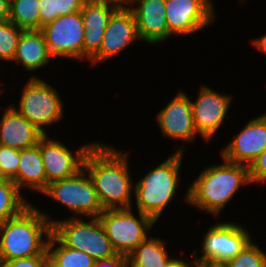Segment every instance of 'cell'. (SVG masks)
Here are the masks:
<instances>
[{
	"mask_svg": "<svg viewBox=\"0 0 266 267\" xmlns=\"http://www.w3.org/2000/svg\"><path fill=\"white\" fill-rule=\"evenodd\" d=\"M127 157V154L99 142L86 155L83 167L97 191L103 209L132 208L131 190L134 185Z\"/></svg>",
	"mask_w": 266,
	"mask_h": 267,
	"instance_id": "cell-1",
	"label": "cell"
},
{
	"mask_svg": "<svg viewBox=\"0 0 266 267\" xmlns=\"http://www.w3.org/2000/svg\"><path fill=\"white\" fill-rule=\"evenodd\" d=\"M33 206L31 203L19 215L0 224V261L48 254V240L52 235L50 216ZM44 234L47 239L43 240Z\"/></svg>",
	"mask_w": 266,
	"mask_h": 267,
	"instance_id": "cell-2",
	"label": "cell"
},
{
	"mask_svg": "<svg viewBox=\"0 0 266 267\" xmlns=\"http://www.w3.org/2000/svg\"><path fill=\"white\" fill-rule=\"evenodd\" d=\"M224 163L206 167L189 186L186 201L199 209L218 215L242 184H250L249 166Z\"/></svg>",
	"mask_w": 266,
	"mask_h": 267,
	"instance_id": "cell-3",
	"label": "cell"
},
{
	"mask_svg": "<svg viewBox=\"0 0 266 267\" xmlns=\"http://www.w3.org/2000/svg\"><path fill=\"white\" fill-rule=\"evenodd\" d=\"M182 149L175 151L134 185L138 211L148 215L155 222L176 193L184 154Z\"/></svg>",
	"mask_w": 266,
	"mask_h": 267,
	"instance_id": "cell-4",
	"label": "cell"
},
{
	"mask_svg": "<svg viewBox=\"0 0 266 267\" xmlns=\"http://www.w3.org/2000/svg\"><path fill=\"white\" fill-rule=\"evenodd\" d=\"M51 223L52 233L65 246L83 251L94 260L108 259L117 254L98 217H92L90 222L72 217L63 221L51 220Z\"/></svg>",
	"mask_w": 266,
	"mask_h": 267,
	"instance_id": "cell-5",
	"label": "cell"
},
{
	"mask_svg": "<svg viewBox=\"0 0 266 267\" xmlns=\"http://www.w3.org/2000/svg\"><path fill=\"white\" fill-rule=\"evenodd\" d=\"M132 208L104 209L98 216L112 248L117 254L128 256L147 237V231L155 221L138 211L139 219Z\"/></svg>",
	"mask_w": 266,
	"mask_h": 267,
	"instance_id": "cell-6",
	"label": "cell"
},
{
	"mask_svg": "<svg viewBox=\"0 0 266 267\" xmlns=\"http://www.w3.org/2000/svg\"><path fill=\"white\" fill-rule=\"evenodd\" d=\"M42 193L82 217H98L104 210L84 167L70 177L49 183Z\"/></svg>",
	"mask_w": 266,
	"mask_h": 267,
	"instance_id": "cell-7",
	"label": "cell"
},
{
	"mask_svg": "<svg viewBox=\"0 0 266 267\" xmlns=\"http://www.w3.org/2000/svg\"><path fill=\"white\" fill-rule=\"evenodd\" d=\"M14 108L44 134L46 125L56 123L63 116V103L57 91L35 76L23 89L19 109Z\"/></svg>",
	"mask_w": 266,
	"mask_h": 267,
	"instance_id": "cell-8",
	"label": "cell"
},
{
	"mask_svg": "<svg viewBox=\"0 0 266 267\" xmlns=\"http://www.w3.org/2000/svg\"><path fill=\"white\" fill-rule=\"evenodd\" d=\"M40 30L52 57L83 60L85 30L81 11L59 16Z\"/></svg>",
	"mask_w": 266,
	"mask_h": 267,
	"instance_id": "cell-9",
	"label": "cell"
},
{
	"mask_svg": "<svg viewBox=\"0 0 266 267\" xmlns=\"http://www.w3.org/2000/svg\"><path fill=\"white\" fill-rule=\"evenodd\" d=\"M211 0H165V16L171 36L198 32L215 19Z\"/></svg>",
	"mask_w": 266,
	"mask_h": 267,
	"instance_id": "cell-10",
	"label": "cell"
},
{
	"mask_svg": "<svg viewBox=\"0 0 266 267\" xmlns=\"http://www.w3.org/2000/svg\"><path fill=\"white\" fill-rule=\"evenodd\" d=\"M249 233L236 223L222 222L209 228L202 243V255L195 261L210 259L230 261L251 241Z\"/></svg>",
	"mask_w": 266,
	"mask_h": 267,
	"instance_id": "cell-11",
	"label": "cell"
},
{
	"mask_svg": "<svg viewBox=\"0 0 266 267\" xmlns=\"http://www.w3.org/2000/svg\"><path fill=\"white\" fill-rule=\"evenodd\" d=\"M95 144L80 147L74 155L64 143L52 140L45 134L40 139V153L45 167L47 186L51 182L65 179L81 170L87 153Z\"/></svg>",
	"mask_w": 266,
	"mask_h": 267,
	"instance_id": "cell-12",
	"label": "cell"
},
{
	"mask_svg": "<svg viewBox=\"0 0 266 267\" xmlns=\"http://www.w3.org/2000/svg\"><path fill=\"white\" fill-rule=\"evenodd\" d=\"M139 39L133 12L121 5L110 17L99 51L90 59L92 65L108 60Z\"/></svg>",
	"mask_w": 266,
	"mask_h": 267,
	"instance_id": "cell-13",
	"label": "cell"
},
{
	"mask_svg": "<svg viewBox=\"0 0 266 267\" xmlns=\"http://www.w3.org/2000/svg\"><path fill=\"white\" fill-rule=\"evenodd\" d=\"M231 97L202 86L198 98L191 101L195 129L205 141H209L219 130L228 113Z\"/></svg>",
	"mask_w": 266,
	"mask_h": 267,
	"instance_id": "cell-14",
	"label": "cell"
},
{
	"mask_svg": "<svg viewBox=\"0 0 266 267\" xmlns=\"http://www.w3.org/2000/svg\"><path fill=\"white\" fill-rule=\"evenodd\" d=\"M266 149V113L251 119L246 126L221 151L222 158L250 166Z\"/></svg>",
	"mask_w": 266,
	"mask_h": 267,
	"instance_id": "cell-15",
	"label": "cell"
},
{
	"mask_svg": "<svg viewBox=\"0 0 266 267\" xmlns=\"http://www.w3.org/2000/svg\"><path fill=\"white\" fill-rule=\"evenodd\" d=\"M121 5L118 0L84 1L81 9L85 30L83 60H90L99 51L108 21Z\"/></svg>",
	"mask_w": 266,
	"mask_h": 267,
	"instance_id": "cell-16",
	"label": "cell"
},
{
	"mask_svg": "<svg viewBox=\"0 0 266 267\" xmlns=\"http://www.w3.org/2000/svg\"><path fill=\"white\" fill-rule=\"evenodd\" d=\"M157 122L165 137L174 140L192 142L198 133L193 122L191 100L182 91L158 113Z\"/></svg>",
	"mask_w": 266,
	"mask_h": 267,
	"instance_id": "cell-17",
	"label": "cell"
},
{
	"mask_svg": "<svg viewBox=\"0 0 266 267\" xmlns=\"http://www.w3.org/2000/svg\"><path fill=\"white\" fill-rule=\"evenodd\" d=\"M133 2L138 5L129 9L134 14L141 40L156 44L170 37L165 16V0H131L128 4H134Z\"/></svg>",
	"mask_w": 266,
	"mask_h": 267,
	"instance_id": "cell-18",
	"label": "cell"
},
{
	"mask_svg": "<svg viewBox=\"0 0 266 267\" xmlns=\"http://www.w3.org/2000/svg\"><path fill=\"white\" fill-rule=\"evenodd\" d=\"M45 134L10 105L0 121V145L17 150L37 145Z\"/></svg>",
	"mask_w": 266,
	"mask_h": 267,
	"instance_id": "cell-19",
	"label": "cell"
},
{
	"mask_svg": "<svg viewBox=\"0 0 266 267\" xmlns=\"http://www.w3.org/2000/svg\"><path fill=\"white\" fill-rule=\"evenodd\" d=\"M20 190L24 186L30 190L43 192L47 188L45 167L40 153V141L37 145L21 149L17 175L12 179Z\"/></svg>",
	"mask_w": 266,
	"mask_h": 267,
	"instance_id": "cell-20",
	"label": "cell"
},
{
	"mask_svg": "<svg viewBox=\"0 0 266 267\" xmlns=\"http://www.w3.org/2000/svg\"><path fill=\"white\" fill-rule=\"evenodd\" d=\"M49 52L41 30H23L13 61H17L28 71H35L49 62Z\"/></svg>",
	"mask_w": 266,
	"mask_h": 267,
	"instance_id": "cell-21",
	"label": "cell"
},
{
	"mask_svg": "<svg viewBox=\"0 0 266 267\" xmlns=\"http://www.w3.org/2000/svg\"><path fill=\"white\" fill-rule=\"evenodd\" d=\"M170 258L163 240L147 237L128 255V267H165Z\"/></svg>",
	"mask_w": 266,
	"mask_h": 267,
	"instance_id": "cell-22",
	"label": "cell"
},
{
	"mask_svg": "<svg viewBox=\"0 0 266 267\" xmlns=\"http://www.w3.org/2000/svg\"><path fill=\"white\" fill-rule=\"evenodd\" d=\"M47 252L49 267H94L96 261L83 251L65 246L53 233L48 240Z\"/></svg>",
	"mask_w": 266,
	"mask_h": 267,
	"instance_id": "cell-23",
	"label": "cell"
},
{
	"mask_svg": "<svg viewBox=\"0 0 266 267\" xmlns=\"http://www.w3.org/2000/svg\"><path fill=\"white\" fill-rule=\"evenodd\" d=\"M40 0H10L9 17L22 30H40Z\"/></svg>",
	"mask_w": 266,
	"mask_h": 267,
	"instance_id": "cell-24",
	"label": "cell"
},
{
	"mask_svg": "<svg viewBox=\"0 0 266 267\" xmlns=\"http://www.w3.org/2000/svg\"><path fill=\"white\" fill-rule=\"evenodd\" d=\"M11 179H0V224L19 215L31 203Z\"/></svg>",
	"mask_w": 266,
	"mask_h": 267,
	"instance_id": "cell-25",
	"label": "cell"
},
{
	"mask_svg": "<svg viewBox=\"0 0 266 267\" xmlns=\"http://www.w3.org/2000/svg\"><path fill=\"white\" fill-rule=\"evenodd\" d=\"M22 31L10 20L0 22V59L13 61Z\"/></svg>",
	"mask_w": 266,
	"mask_h": 267,
	"instance_id": "cell-26",
	"label": "cell"
},
{
	"mask_svg": "<svg viewBox=\"0 0 266 267\" xmlns=\"http://www.w3.org/2000/svg\"><path fill=\"white\" fill-rule=\"evenodd\" d=\"M228 264L229 267H266V253L251 240Z\"/></svg>",
	"mask_w": 266,
	"mask_h": 267,
	"instance_id": "cell-27",
	"label": "cell"
},
{
	"mask_svg": "<svg viewBox=\"0 0 266 267\" xmlns=\"http://www.w3.org/2000/svg\"><path fill=\"white\" fill-rule=\"evenodd\" d=\"M20 150L0 145L2 179H13L17 175Z\"/></svg>",
	"mask_w": 266,
	"mask_h": 267,
	"instance_id": "cell-28",
	"label": "cell"
},
{
	"mask_svg": "<svg viewBox=\"0 0 266 267\" xmlns=\"http://www.w3.org/2000/svg\"><path fill=\"white\" fill-rule=\"evenodd\" d=\"M0 267H49L48 254H41L31 258L0 261Z\"/></svg>",
	"mask_w": 266,
	"mask_h": 267,
	"instance_id": "cell-29",
	"label": "cell"
},
{
	"mask_svg": "<svg viewBox=\"0 0 266 267\" xmlns=\"http://www.w3.org/2000/svg\"><path fill=\"white\" fill-rule=\"evenodd\" d=\"M251 183L266 181V149L249 166Z\"/></svg>",
	"mask_w": 266,
	"mask_h": 267,
	"instance_id": "cell-30",
	"label": "cell"
},
{
	"mask_svg": "<svg viewBox=\"0 0 266 267\" xmlns=\"http://www.w3.org/2000/svg\"><path fill=\"white\" fill-rule=\"evenodd\" d=\"M40 29L58 16L57 0H40Z\"/></svg>",
	"mask_w": 266,
	"mask_h": 267,
	"instance_id": "cell-31",
	"label": "cell"
},
{
	"mask_svg": "<svg viewBox=\"0 0 266 267\" xmlns=\"http://www.w3.org/2000/svg\"><path fill=\"white\" fill-rule=\"evenodd\" d=\"M85 0H57L58 16H64L81 11Z\"/></svg>",
	"mask_w": 266,
	"mask_h": 267,
	"instance_id": "cell-32",
	"label": "cell"
},
{
	"mask_svg": "<svg viewBox=\"0 0 266 267\" xmlns=\"http://www.w3.org/2000/svg\"><path fill=\"white\" fill-rule=\"evenodd\" d=\"M94 267H128V256L116 254L108 259L96 260Z\"/></svg>",
	"mask_w": 266,
	"mask_h": 267,
	"instance_id": "cell-33",
	"label": "cell"
},
{
	"mask_svg": "<svg viewBox=\"0 0 266 267\" xmlns=\"http://www.w3.org/2000/svg\"><path fill=\"white\" fill-rule=\"evenodd\" d=\"M197 267H229L228 262L210 259L206 261H195Z\"/></svg>",
	"mask_w": 266,
	"mask_h": 267,
	"instance_id": "cell-34",
	"label": "cell"
},
{
	"mask_svg": "<svg viewBox=\"0 0 266 267\" xmlns=\"http://www.w3.org/2000/svg\"><path fill=\"white\" fill-rule=\"evenodd\" d=\"M10 0H0V22L8 20Z\"/></svg>",
	"mask_w": 266,
	"mask_h": 267,
	"instance_id": "cell-35",
	"label": "cell"
},
{
	"mask_svg": "<svg viewBox=\"0 0 266 267\" xmlns=\"http://www.w3.org/2000/svg\"><path fill=\"white\" fill-rule=\"evenodd\" d=\"M193 265L197 267L195 261L193 264L190 265V263L182 259L172 258V260L168 262L165 267H192Z\"/></svg>",
	"mask_w": 266,
	"mask_h": 267,
	"instance_id": "cell-36",
	"label": "cell"
},
{
	"mask_svg": "<svg viewBox=\"0 0 266 267\" xmlns=\"http://www.w3.org/2000/svg\"><path fill=\"white\" fill-rule=\"evenodd\" d=\"M252 43L255 45V47L266 54V34L259 37L258 39H254Z\"/></svg>",
	"mask_w": 266,
	"mask_h": 267,
	"instance_id": "cell-37",
	"label": "cell"
},
{
	"mask_svg": "<svg viewBox=\"0 0 266 267\" xmlns=\"http://www.w3.org/2000/svg\"><path fill=\"white\" fill-rule=\"evenodd\" d=\"M122 5H128L131 0H118Z\"/></svg>",
	"mask_w": 266,
	"mask_h": 267,
	"instance_id": "cell-38",
	"label": "cell"
},
{
	"mask_svg": "<svg viewBox=\"0 0 266 267\" xmlns=\"http://www.w3.org/2000/svg\"><path fill=\"white\" fill-rule=\"evenodd\" d=\"M0 179H2V170H1V166H0Z\"/></svg>",
	"mask_w": 266,
	"mask_h": 267,
	"instance_id": "cell-39",
	"label": "cell"
}]
</instances>
